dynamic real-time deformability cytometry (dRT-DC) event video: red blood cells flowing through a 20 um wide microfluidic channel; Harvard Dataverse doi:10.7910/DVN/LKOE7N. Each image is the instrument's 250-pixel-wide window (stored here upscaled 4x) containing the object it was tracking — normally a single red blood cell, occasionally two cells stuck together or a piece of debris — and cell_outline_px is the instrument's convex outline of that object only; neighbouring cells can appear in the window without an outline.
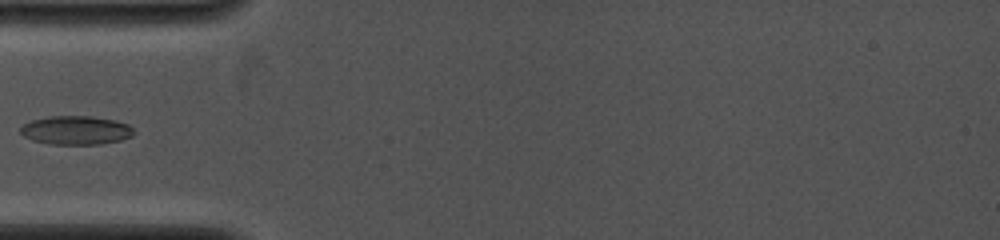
{"species": "common noctule bat (a hibernating species)", "species_latin": "Nyctalus noctula", "temperature_condition": "cold", "stored_images_in_passage": 8, "camera_frame_rate_fps": 4000, "um_per_image_px": 0.085, "animal": {"sex": "female", "body_mass_g": 19.0, "forearm_length_mm": 53.3}, "frame": {"image": 1, "passage_image": 4, "time_ms": 2.25, "image_size_px": [1000, 240], "cell_outline_px": [[136, 132], [132, 136], [120, 140], [100, 144], [52, 144], [32, 140], [24, 136], [20, 132], [20, 128], [24, 124], [32, 120], [48, 116], [92, 116], [116, 120], [128, 124]], "centroid_in_image_um": [6.47, 11.06], "position_along_channel_um": 78.5, "area_um2": 19.02}}
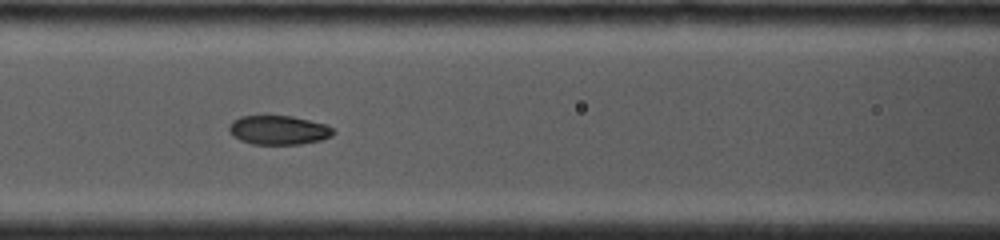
{"frame": {"image": 2, "passage_image": 6, "time_ms": 3.75, "image_size_px": [1000, 240], "cell_outline_px": [[336, 132], [332, 136], [320, 140], [300, 144], [252, 144], [240, 140], [232, 136], [228, 128], [232, 120], [240, 116], [292, 116], [328, 124]], "centroid_in_image_um": [23.69, 11.05], "position_along_channel_um": 142.9, "area_um2": 17.8}}
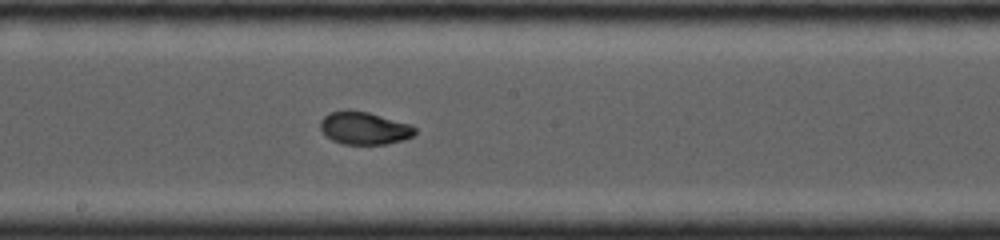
{"frame": {"image": 3, "passage_image": 8, "time_ms": 5.5, "image_size_px": [1000, 240], "cell_outline_px": [[416, 132], [412, 136], [404, 140], [384, 144], [344, 144], [332, 140], [324, 136], [320, 128], [320, 120], [328, 112], [348, 108], [368, 112], [412, 124], [416, 128]], "centroid_in_image_um": [30.93, 10.87], "position_along_channel_um": 217.3, "area_um2": 18.44}}